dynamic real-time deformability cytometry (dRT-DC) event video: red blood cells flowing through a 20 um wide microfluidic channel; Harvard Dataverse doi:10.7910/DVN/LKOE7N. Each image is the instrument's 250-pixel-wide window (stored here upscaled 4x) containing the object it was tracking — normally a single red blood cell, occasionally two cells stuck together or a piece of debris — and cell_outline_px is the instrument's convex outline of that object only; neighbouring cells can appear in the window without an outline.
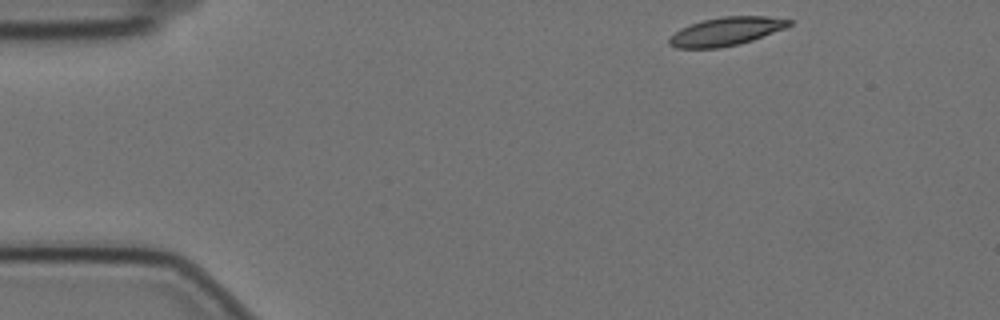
{"species": "Egyptian fruit bat (a non-hibernating species)", "species_latin": "Rousettus aegyptiacus", "temperature_condition": "cold", "stored_images_in_passage": 52, "camera_frame_rate_fps": 3000, "um_per_image_px": 0.085, "animal": {"sex": "female"}, "frame": {"image": 1, "passage_image": 1, "time_ms": 0.0, "image_size_px": [1000, 320], "cell_outline_px": [[792, 24], [784, 28], [752, 40], [740, 44], [720, 48], [676, 48], [668, 44], [668, 40], [680, 28], [704, 20], [724, 16], [768, 16], [792, 20]], "centroid_in_image_um": [61.72, 2.67], "position_along_channel_um": 23.3, "area_um2": 19.65}}
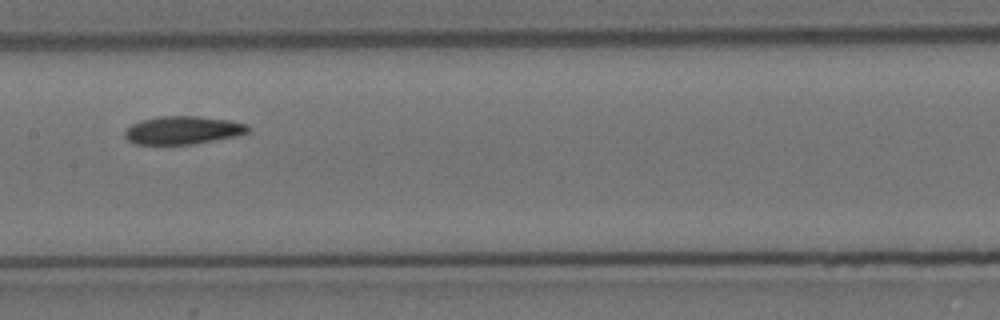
{"frame": {"image": 2, "passage_image": 22, "time_ms": 7.0, "image_size_px": [1000, 320], "cell_outline_px": [[248, 132], [236, 136], [192, 144], [136, 144], [128, 140], [124, 136], [124, 132], [132, 124], [140, 120], [160, 116], [196, 116], [228, 120], [248, 124]], "centroid_in_image_um": [15.52, 11.06], "position_along_channel_um": 191.9, "area_um2": 20.0}}
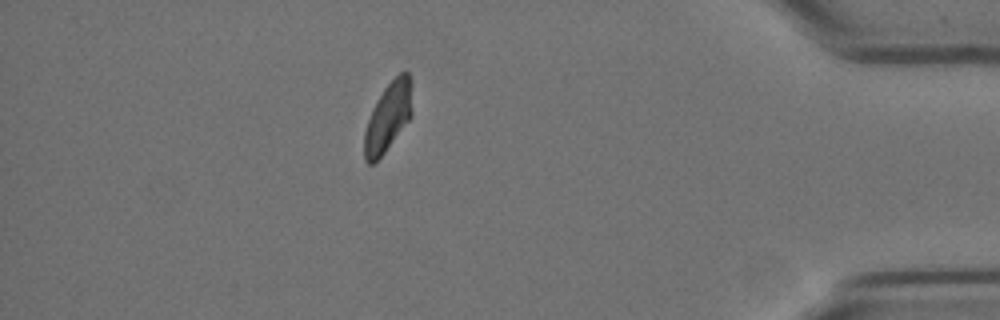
{"frame": {"image": 3, "passage_image": 44, "time_ms": 14.333, "image_size_px": [1000, 320], "cell_outline_px": [[412, 116], [384, 152], [372, 164], [368, 164], [364, 160], [364, 132], [372, 108], [384, 88], [400, 72], [408, 72], [412, 112]], "centroid_in_image_um": [32.95, 9.97], "position_along_channel_um": 402.2, "area_um2": 18.73}}